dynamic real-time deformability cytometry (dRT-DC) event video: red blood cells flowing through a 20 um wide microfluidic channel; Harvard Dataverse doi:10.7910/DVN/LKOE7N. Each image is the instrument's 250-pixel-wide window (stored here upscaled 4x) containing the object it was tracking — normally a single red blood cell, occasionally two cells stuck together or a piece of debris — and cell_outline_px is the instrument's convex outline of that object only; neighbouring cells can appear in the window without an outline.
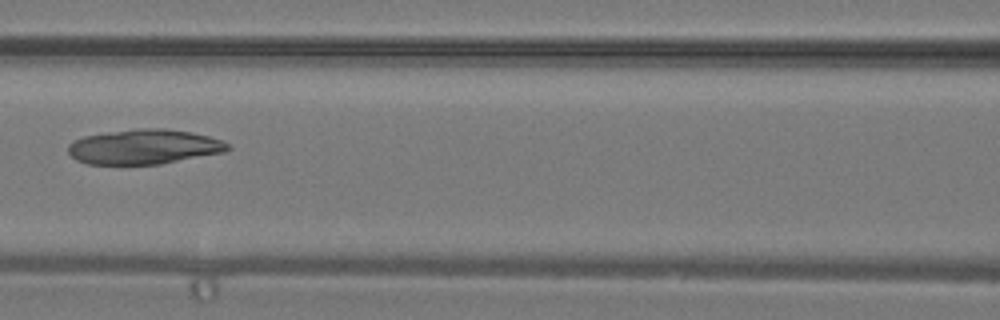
{"species": "common noctule bat (a hibernating species)", "species_latin": "Nyctalus noctula", "temperature_condition": "warm", "stored_images_in_passage": 40, "camera_frame_rate_fps": 3000, "um_per_image_px": 0.085, "animal": {"sex": "male", "body_mass_g": 19.2, "forearm_length_mm": 51.8}, "frame": {"image": 1, "passage_image": 19, "time_ms": 6.0, "image_size_px": [1000, 320], "cell_outline_px": [[232, 148], [224, 152], [160, 164], [88, 164], [76, 160], [68, 152], [68, 144], [72, 140], [84, 136], [108, 132], [136, 128], [168, 128], [192, 132], [224, 140]], "centroid_in_image_um": [12.25, 12.47], "position_along_channel_um": 154.3, "area_um2": 32.6}}
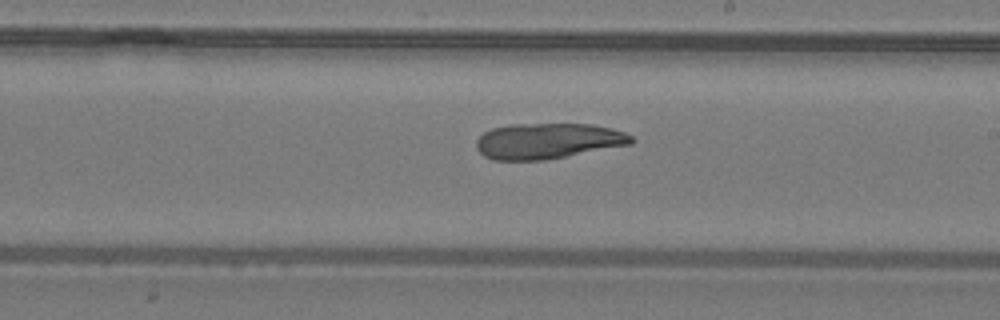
{"frame": {"image": 2, "passage_image": 24, "time_ms": 7.667, "image_size_px": [1000, 320], "cell_outline_px": [[636, 140], [632, 144], [544, 160], [492, 160], [484, 156], [476, 148], [476, 140], [484, 132], [492, 128], [512, 124], [592, 124], [612, 128], [624, 132], [632, 136]], "centroid_in_image_um": [46.57, 11.98], "position_along_channel_um": 242.4, "area_um2": 32.31}}
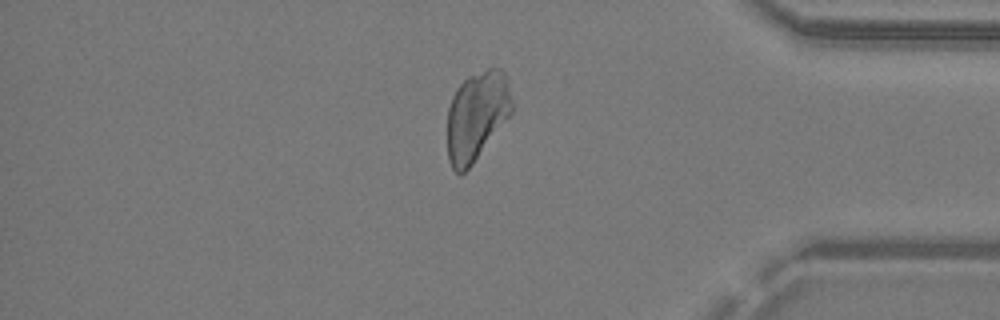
{"frame": {"image": 3, "passage_image": 34, "time_ms": 11.0, "image_size_px": [1000, 320], "cell_outline_px": [[512, 112], [472, 164], [460, 176], [452, 168], [448, 160], [448, 108], [452, 96], [456, 88], [468, 76], [488, 68], [500, 68], [504, 72], [508, 84], [512, 100]], "centroid_in_image_um": [40.51, 9.84], "position_along_channel_um": 394.7, "area_um2": 33.35}}